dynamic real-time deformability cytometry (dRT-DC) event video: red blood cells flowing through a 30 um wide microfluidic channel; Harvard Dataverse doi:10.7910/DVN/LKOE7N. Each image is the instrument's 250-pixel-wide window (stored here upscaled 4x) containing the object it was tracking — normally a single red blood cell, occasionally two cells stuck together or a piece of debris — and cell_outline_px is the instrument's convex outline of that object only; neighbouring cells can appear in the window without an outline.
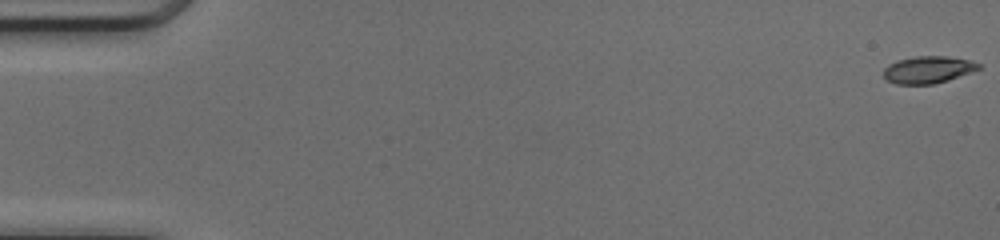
{"species": "common noctule bat (a hibernating species)", "species_latin": "Nyctalus noctula", "temperature_condition": "cold", "stored_images_in_passage": 50, "camera_frame_rate_fps": 3000, "um_per_image_px": 0.085, "animal": {"sex": "female", "body_mass_g": 17.0, "forearm_length_mm": 48.0}, "frame": {"image": 1, "passage_image": 1, "time_ms": 0.0, "image_size_px": [1000, 240], "cell_outline_px": [[980, 68], [948, 80], [932, 84], [896, 84], [888, 80], [884, 76], [884, 68], [888, 64], [896, 60], [916, 56], [944, 56], [968, 60], [980, 64]], "centroid_in_image_um": [78.83, 5.92], "position_along_channel_um": 6.2, "area_um2": 14.8}}
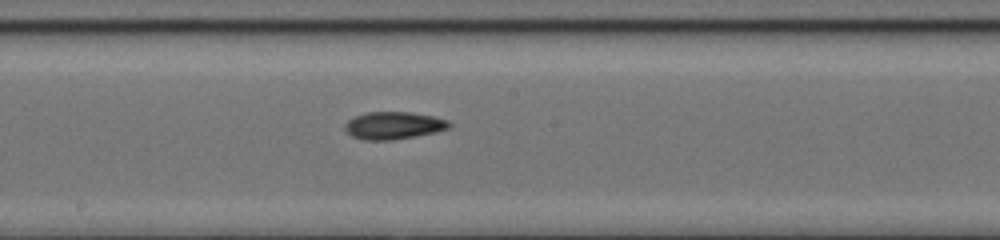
{"frame": {"image": 2, "passage_image": 28, "time_ms": 9.0, "image_size_px": [1000, 240], "cell_outline_px": [[452, 124], [448, 128], [436, 132], [416, 136], [392, 140], [364, 140], [352, 136], [344, 128], [344, 124], [348, 120], [364, 112], [408, 112], [432, 116], [448, 120]], "centroid_in_image_um": [33.44, 10.67], "position_along_channel_um": 214.8, "area_um2": 16.65}}
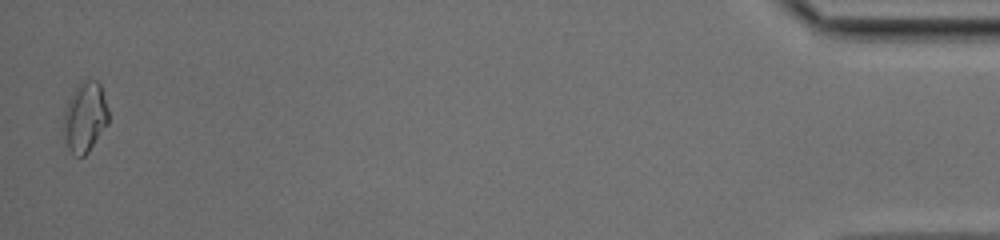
{"frame": {"image": 3, "passage_image": 50, "time_ms": 16.333, "image_size_px": [1000, 240], "cell_outline_px": [[108, 124], [88, 152], [84, 156], [76, 156], [68, 148], [64, 140], [64, 112], [68, 100], [80, 80], [96, 80], [100, 84], [108, 108]], "centroid_in_image_um": [7.22, 9.95], "position_along_channel_um": 428.0, "area_um2": 18.32}, "authors_computed_cell_mechanics": {"area_um2": 15.8661, "velocity_mm_per_s": 4.1982, "shape_relaxation_time_tau1_ms": 9.4029, "shape_relaxation_time_tau2_ms": 5.9661, "deformation_change_tau1": 0.2165, "deformation_change_tau2": 0.1174}}